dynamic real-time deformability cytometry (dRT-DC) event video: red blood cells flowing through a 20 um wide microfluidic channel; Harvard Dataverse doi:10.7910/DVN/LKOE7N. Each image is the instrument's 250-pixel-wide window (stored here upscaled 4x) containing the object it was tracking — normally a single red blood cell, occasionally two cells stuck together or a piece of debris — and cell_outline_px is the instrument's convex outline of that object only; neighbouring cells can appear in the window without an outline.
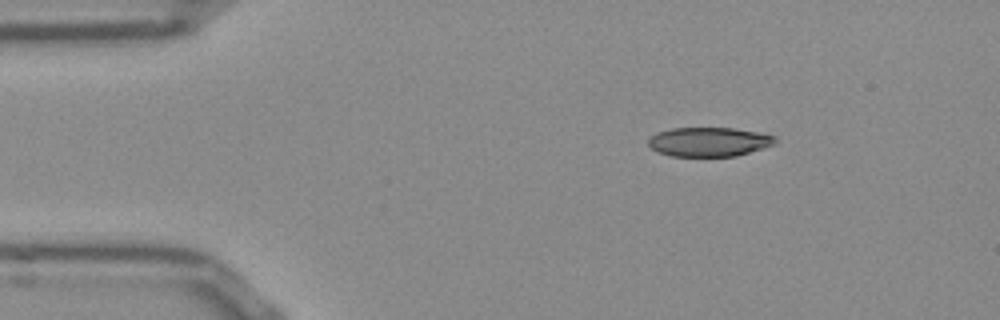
{"species": "Egyptian fruit bat (a non-hibernating species)", "species_latin": "Rousettus aegyptiacus", "temperature_condition": "room temperature", "stored_images_in_passage": 45, "camera_frame_rate_fps": 3000, "um_per_image_px": 0.085, "frame": {"image": 1, "passage_image": 1, "time_ms": 0.0, "image_size_px": [1000, 320], "cell_outline_px": [[776, 144], [736, 156], [672, 156], [656, 152], [648, 144], [648, 140], [652, 136], [660, 132], [672, 128], [732, 128], [756, 132], [776, 136]], "centroid_in_image_um": [60.27, 12.06], "position_along_channel_um": 24.7, "area_um2": 21.44}}
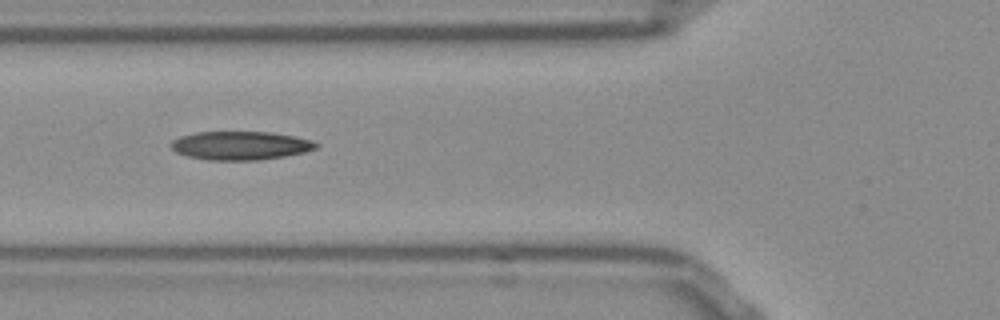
{"frame": {"image": 2, "passage_image": 12, "time_ms": 3.667, "image_size_px": [1000, 320], "cell_outline_px": [[320, 144], [316, 148], [304, 152], [284, 156], [260, 160], [208, 160], [188, 156], [176, 152], [172, 148], [172, 140], [180, 136], [196, 132], [272, 132], [312, 140]], "centroid_in_image_um": [20.44, 12.37], "position_along_channel_um": 105.4, "area_um2": 24.04}}
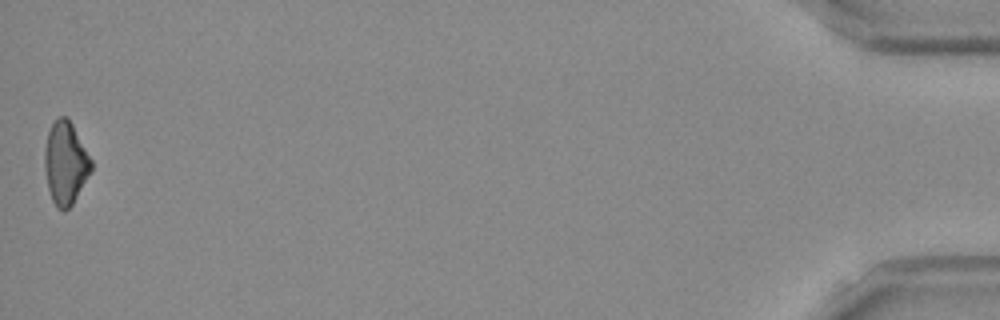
{"frame": {"image": 3, "passage_image": 45, "time_ms": 14.667, "image_size_px": [1000, 320], "cell_outline_px": [[92, 168], [72, 204], [64, 212], [56, 208], [52, 200], [48, 188], [44, 168], [44, 148], [48, 132], [56, 116], [68, 116], [92, 160]], "centroid_in_image_um": [5.54, 13.83], "position_along_channel_um": 429.7, "area_um2": 22.48}, "authors_computed_cell_mechanics": {"area_um2": 23.2356, "velocity_mm_per_s": 3.8691, "shape_relaxation_time_tau1_ms": 8.2049, "shape_relaxation_time_tau2_ms": null, "deformation_change_tau1": 0.1756, "deformation_change_tau2": null}}